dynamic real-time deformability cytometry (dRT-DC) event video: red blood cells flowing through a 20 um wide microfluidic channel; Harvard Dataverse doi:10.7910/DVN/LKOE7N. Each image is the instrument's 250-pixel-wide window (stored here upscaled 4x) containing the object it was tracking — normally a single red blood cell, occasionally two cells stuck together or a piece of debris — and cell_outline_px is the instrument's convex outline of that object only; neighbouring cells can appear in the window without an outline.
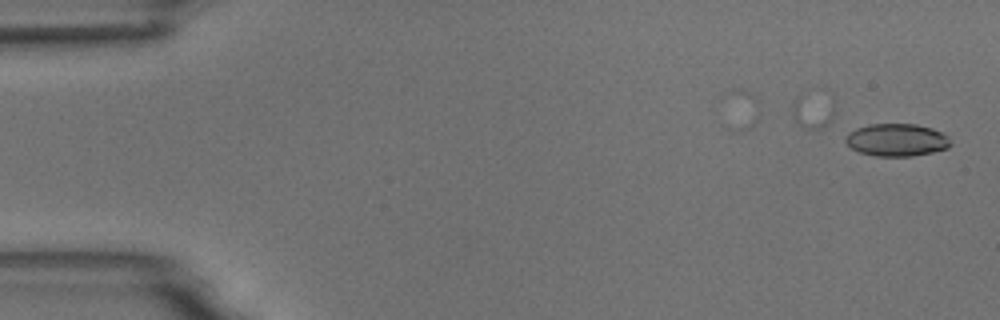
{"species": "common noctule bat (a hibernating species)", "species_latin": "Nyctalus noctula", "temperature_condition": "room temperature", "stored_images_in_passage": 2, "camera_frame_rate_fps": 3000, "um_per_image_px": 0.085, "animal": {"sex": "male", "body_mass_g": 18.8}, "frame": {"image": 1, "passage_image": 2, "time_ms": 1.0, "image_size_px": [1000, 320], "cell_outline_px": [[952, 144], [948, 148], [932, 152], [912, 156], [876, 156], [860, 152], [852, 148], [844, 140], [844, 136], [848, 132], [856, 128], [868, 124], [916, 124], [932, 128], [948, 136]], "centroid_in_image_um": [76.21, 11.89], "position_along_channel_um": 8.8, "area_um2": 20.0}}